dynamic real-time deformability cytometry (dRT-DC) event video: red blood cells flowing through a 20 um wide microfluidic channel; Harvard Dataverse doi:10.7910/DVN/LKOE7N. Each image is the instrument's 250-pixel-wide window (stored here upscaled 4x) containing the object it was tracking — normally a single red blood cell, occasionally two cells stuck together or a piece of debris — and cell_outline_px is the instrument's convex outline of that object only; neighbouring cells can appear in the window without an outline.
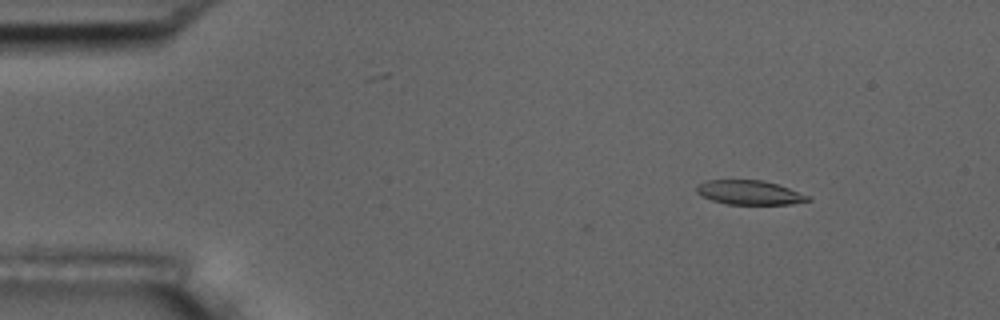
{"species": "common noctule bat (a hibernating species)", "species_latin": "Nyctalus noctula", "temperature_condition": "room temperature", "stored_images_in_passage": 7, "camera_frame_rate_fps": 3000, "um_per_image_px": 0.085, "animal": {"sex": "male", "body_mass_g": 17.5, "forearm_length_mm": 52.3}, "frame": {"image": 1, "passage_image": 1, "time_ms": 0.0, "image_size_px": [1000, 320], "cell_outline_px": [[812, 200], [792, 204], [728, 204], [712, 200], [700, 196], [696, 192], [696, 184], [708, 180], [764, 180], [812, 196]], "centroid_in_image_um": [63.7, 16.36], "position_along_channel_um": 21.3, "area_um2": 15.84}}
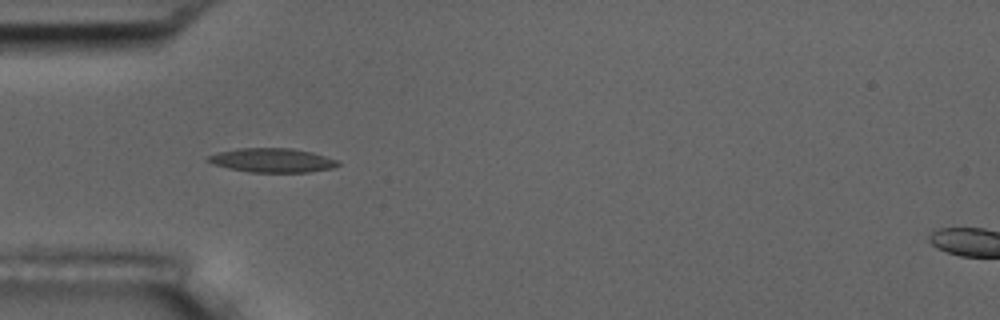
{"frame": {"image": 2, "passage_image": 4, "time_ms": 3.333, "image_size_px": [1000, 320], "cell_outline_px": [[340, 164], [332, 168], [308, 172], [252, 172], [228, 168], [204, 160], [208, 156], [216, 152], [240, 148], [292, 148], [312, 152], [340, 160]], "centroid_in_image_um": [23.16, 13.61], "position_along_channel_um": 61.8, "area_um2": 18.26}}
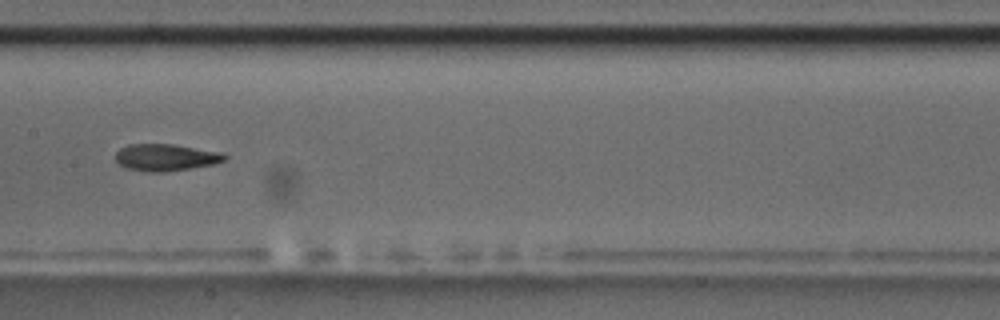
{"frame": {"image": 3, "passage_image": 7, "time_ms": 7.0, "image_size_px": [1000, 320], "cell_outline_px": [[228, 156], [224, 160], [216, 164], [192, 168], [164, 172], [148, 172], [128, 168], [120, 164], [116, 160], [116, 152], [120, 148], [128, 144], [172, 144], [224, 152]], "centroid_in_image_um": [14.14, 13.37], "position_along_channel_um": 193.3, "area_um2": 17.22}}